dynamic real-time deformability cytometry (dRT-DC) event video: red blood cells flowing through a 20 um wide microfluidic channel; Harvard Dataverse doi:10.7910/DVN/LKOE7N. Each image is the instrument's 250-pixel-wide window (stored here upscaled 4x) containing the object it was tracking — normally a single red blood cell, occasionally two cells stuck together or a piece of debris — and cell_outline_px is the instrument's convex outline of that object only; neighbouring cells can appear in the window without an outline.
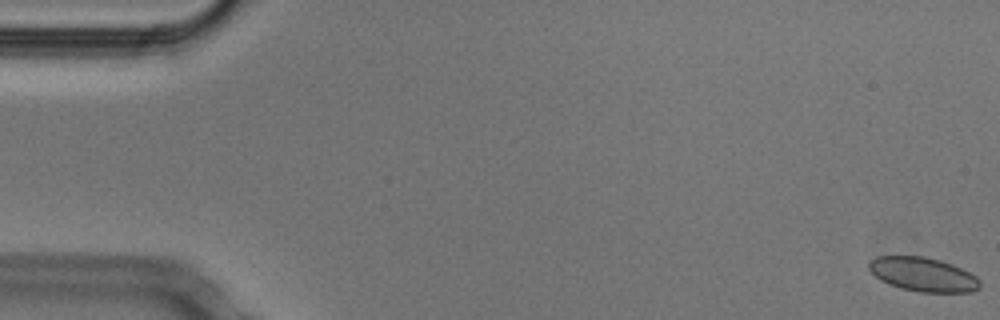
{"species": "Egyptian fruit bat (a non-hibernating species)", "species_latin": "Rousettus aegyptiacus", "temperature_condition": "cold", "stored_images_in_passage": 53, "camera_frame_rate_fps": 3000, "um_per_image_px": 0.085, "animal": {"sex": "male"}, "frame": {"image": 1, "passage_image": 1, "time_ms": 0.0, "image_size_px": [1000, 320], "cell_outline_px": [[980, 288], [972, 292], [920, 292], [900, 288], [888, 284], [880, 280], [868, 268], [868, 264], [876, 256], [924, 256], [940, 260], [952, 264], [976, 276], [980, 280]], "centroid_in_image_um": [78.46, 23.33], "position_along_channel_um": 6.5, "area_um2": 22.02}}
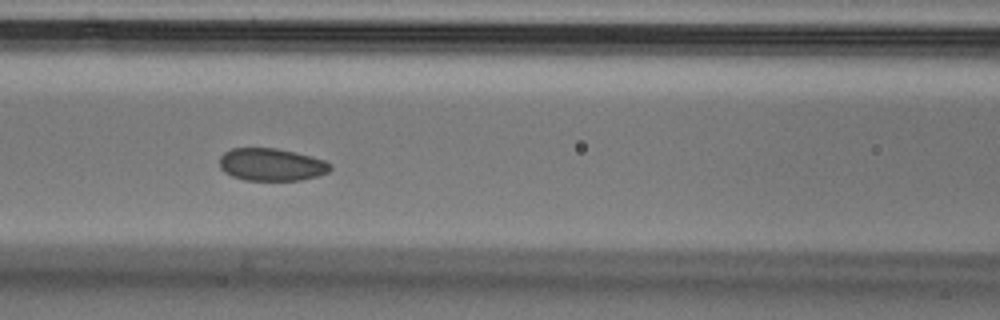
{"frame": {"image": 2, "passage_image": 23, "time_ms": 7.333, "image_size_px": [1000, 320], "cell_outline_px": [[332, 168], [328, 172], [316, 176], [300, 180], [244, 180], [232, 176], [224, 172], [220, 168], [220, 156], [224, 152], [232, 148], [276, 148], [312, 156], [324, 160], [332, 164]], "centroid_in_image_um": [23.07, 13.98], "position_along_channel_um": 143.5, "area_um2": 21.04}}
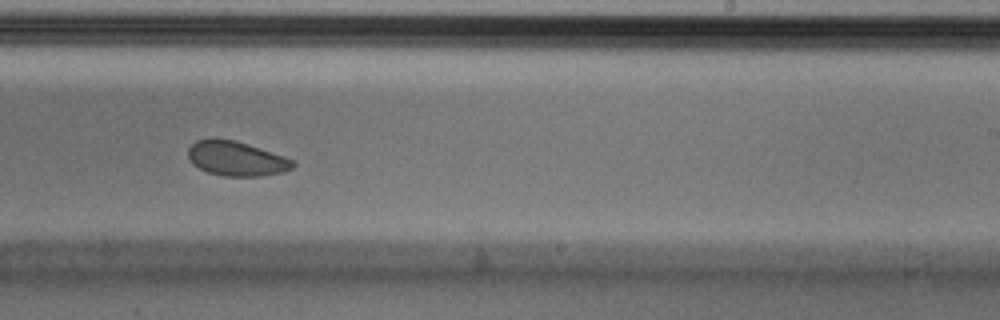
{"frame": {"image": 3, "passage_image": 33, "time_ms": 10.667, "image_size_px": [1000, 320], "cell_outline_px": [[296, 164], [292, 168], [284, 172], [260, 176], [224, 176], [208, 172], [192, 164], [188, 156], [188, 148], [196, 140], [216, 136], [236, 140], [284, 156], [292, 160]], "centroid_in_image_um": [20.06, 13.45], "position_along_channel_um": 268.9, "area_um2": 21.39}, "authors_computed_cell_mechanics": {"area_um2": 22.0796, "velocity_mm_per_s": 3.7693, "shape_relaxation_time_tau1_ms": 4.8491, "shape_relaxation_time_tau2_ms": 5.606, "deformation_change_tau1": 0.0536, "deformation_change_tau2": 0.0706}}